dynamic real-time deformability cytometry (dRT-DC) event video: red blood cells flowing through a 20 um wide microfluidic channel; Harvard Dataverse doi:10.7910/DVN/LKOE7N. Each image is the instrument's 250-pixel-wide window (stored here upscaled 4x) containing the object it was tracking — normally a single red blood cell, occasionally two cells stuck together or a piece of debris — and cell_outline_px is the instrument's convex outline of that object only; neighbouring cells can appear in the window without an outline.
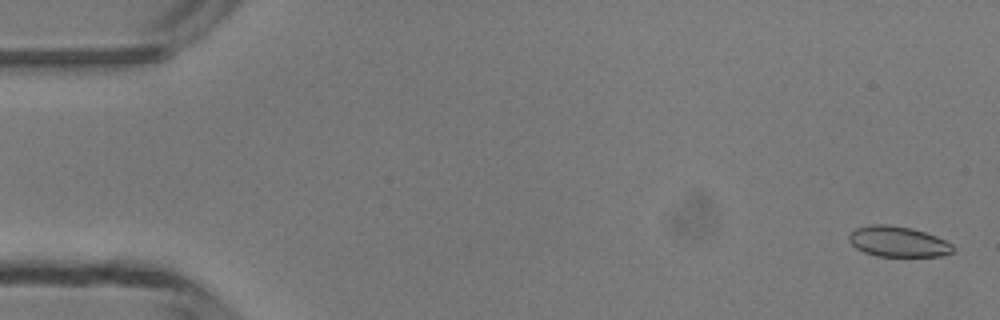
{"species": "common noctule bat (a hibernating species)", "species_latin": "Nyctalus noctula", "temperature_condition": "room temperature", "stored_images_in_passage": 49, "camera_frame_rate_fps": 3000, "um_per_image_px": 0.085, "animal": {"sex": "male", "body_mass_g": 13.3}, "frame": {"image": 1, "passage_image": 2, "time_ms": 0.333, "image_size_px": [1000, 320], "cell_outline_px": [[952, 252], [940, 256], [876, 256], [864, 252], [856, 248], [848, 240], [848, 236], [856, 228], [872, 224], [888, 224], [912, 228], [936, 236], [952, 244]], "centroid_in_image_um": [76.3, 20.53], "position_along_channel_um": 8.7, "area_um2": 18.38}}
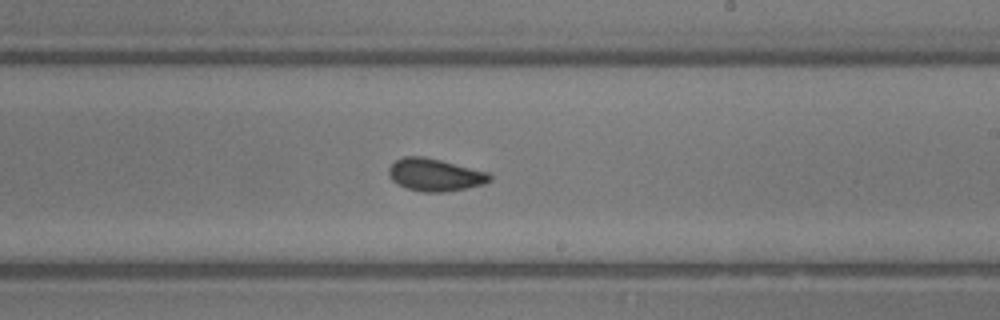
{"frame": {"image": 2, "passage_image": 29, "time_ms": 9.333, "image_size_px": [1000, 320], "cell_outline_px": [[492, 180], [484, 184], [444, 192], [420, 192], [404, 188], [396, 184], [388, 176], [388, 168], [396, 160], [404, 156], [424, 156], [488, 172], [492, 176]], "centroid_in_image_um": [36.93, 14.87], "position_along_channel_um": 252.1, "area_um2": 19.25}}
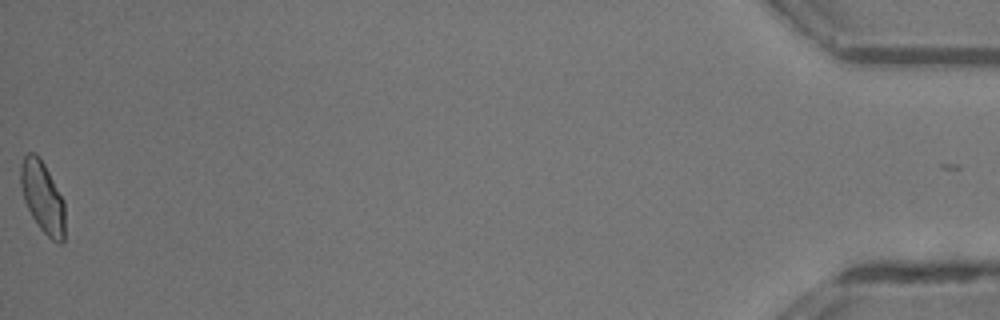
{"frame": {"image": 3, "passage_image": 49, "time_ms": 16.0, "image_size_px": [1000, 320], "cell_outline_px": [[64, 240], [60, 244], [52, 240], [40, 228], [32, 216], [24, 200], [20, 184], [20, 164], [24, 156], [28, 152], [36, 152], [44, 164], [64, 200]], "centroid_in_image_um": [3.61, 16.73], "position_along_channel_um": 431.6, "area_um2": 18.38}, "authors_computed_cell_mechanics": {"area_um2": 18.9584, "velocity_mm_per_s": 4.2788, "shape_relaxation_time_tau1_ms": 3.6804, "shape_relaxation_time_tau2_ms": 0.9535, "deformation_change_tau1": 0.0994, "deformation_change_tau2": 0.0414}}